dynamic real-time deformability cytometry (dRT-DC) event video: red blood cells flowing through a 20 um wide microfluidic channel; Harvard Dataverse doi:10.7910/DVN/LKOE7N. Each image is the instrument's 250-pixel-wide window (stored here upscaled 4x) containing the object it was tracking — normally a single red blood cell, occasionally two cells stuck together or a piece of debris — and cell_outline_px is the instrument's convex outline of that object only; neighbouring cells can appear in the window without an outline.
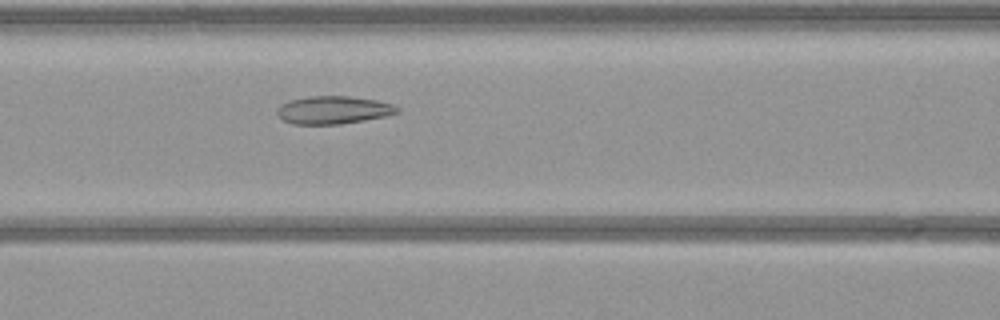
{"species": "common noctule bat (a hibernating species)", "species_latin": "Nyctalus noctula", "temperature_condition": "warm", "stored_images_in_passage": 52, "camera_frame_rate_fps": 3000, "um_per_image_px": 0.085, "animal": {"sex": "female", "body_mass_g": 21.9}, "frame": {"image": 1, "passage_image": 21, "time_ms": 6.667, "image_size_px": [1000, 320], "cell_outline_px": [[400, 112], [388, 116], [340, 124], [292, 124], [284, 120], [276, 112], [276, 108], [280, 104], [292, 100], [308, 96], [348, 96], [376, 100], [392, 104], [400, 108]], "centroid_in_image_um": [28.35, 9.35], "position_along_channel_um": 138.2, "area_um2": 19.54}}
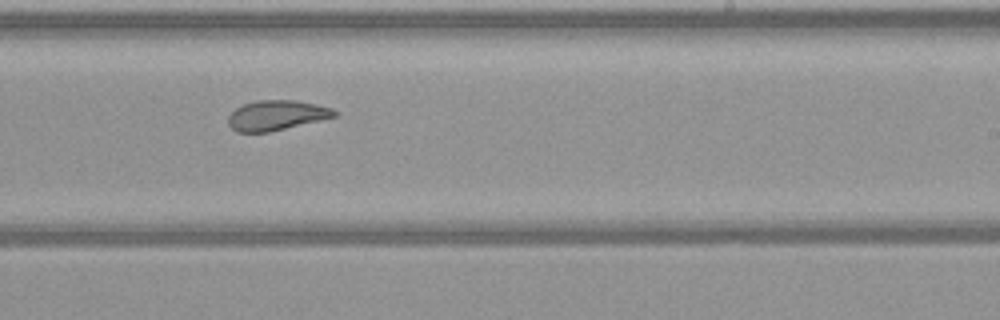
{"frame": {"image": 2, "passage_image": 31, "time_ms": 10.0, "image_size_px": [1000, 320], "cell_outline_px": [[336, 116], [320, 120], [268, 132], [236, 132], [228, 124], [228, 116], [236, 108], [244, 104], [256, 100], [296, 100], [316, 104], [332, 108], [336, 112]], "centroid_in_image_um": [23.48, 9.79], "position_along_channel_um": 265.5, "area_um2": 18.38}}
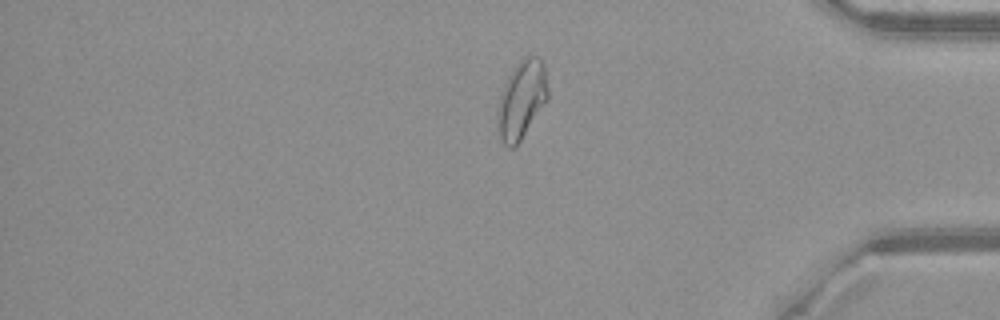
{"frame": {"image": 3, "passage_image": 43, "time_ms": 14.0, "image_size_px": [1000, 320], "cell_outline_px": [[548, 100], [516, 148], [508, 148], [504, 144], [500, 136], [496, 112], [504, 84], [512, 68], [528, 52], [532, 52], [540, 56], [544, 64], [548, 88]], "centroid_in_image_um": [44.36, 8.42], "position_along_channel_um": 390.8, "area_um2": 23.52}}